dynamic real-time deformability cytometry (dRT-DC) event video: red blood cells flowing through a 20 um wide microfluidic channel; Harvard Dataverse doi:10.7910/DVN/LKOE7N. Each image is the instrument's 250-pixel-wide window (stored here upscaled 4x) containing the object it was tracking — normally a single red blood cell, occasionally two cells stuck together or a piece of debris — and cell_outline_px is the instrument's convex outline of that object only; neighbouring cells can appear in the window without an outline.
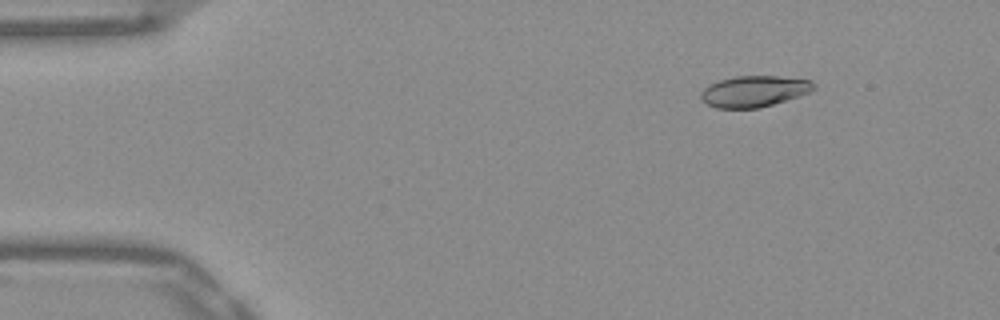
{"species": "Egyptian fruit bat (a non-hibernating species)", "species_latin": "Rousettus aegyptiacus", "temperature_condition": "warm", "stored_images_in_passage": 49, "camera_frame_rate_fps": 3000, "um_per_image_px": 0.085, "frame": {"image": 1, "passage_image": 3, "time_ms": 0.667, "image_size_px": [1000, 320], "cell_outline_px": [[816, 88], [812, 92], [760, 108], [716, 108], [700, 100], [700, 92], [704, 88], [720, 80], [736, 76], [776, 76], [812, 80], [816, 84]], "centroid_in_image_um": [64.13, 7.76], "position_along_channel_um": 20.9, "area_um2": 20.58}}
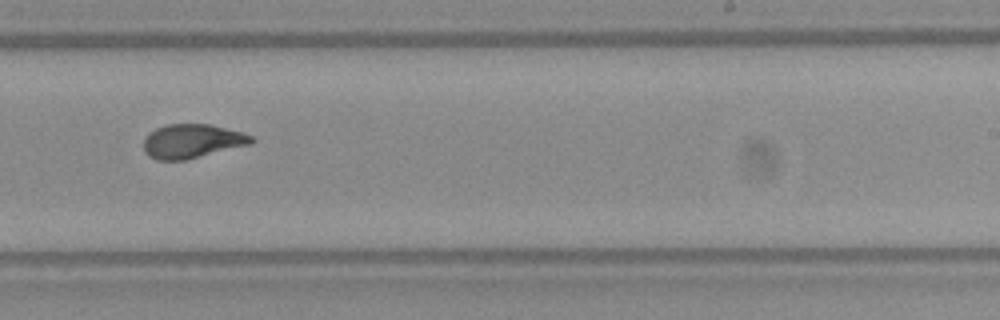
{"frame": {"image": 2, "passage_image": 29, "time_ms": 9.333, "image_size_px": [1000, 320], "cell_outline_px": [[256, 140], [252, 144], [184, 160], [156, 160], [148, 156], [144, 152], [144, 140], [148, 132], [156, 128], [168, 124], [212, 124], [240, 132], [252, 136]], "centroid_in_image_um": [16.32, 12.0], "position_along_channel_um": 272.7, "area_um2": 21.44}}
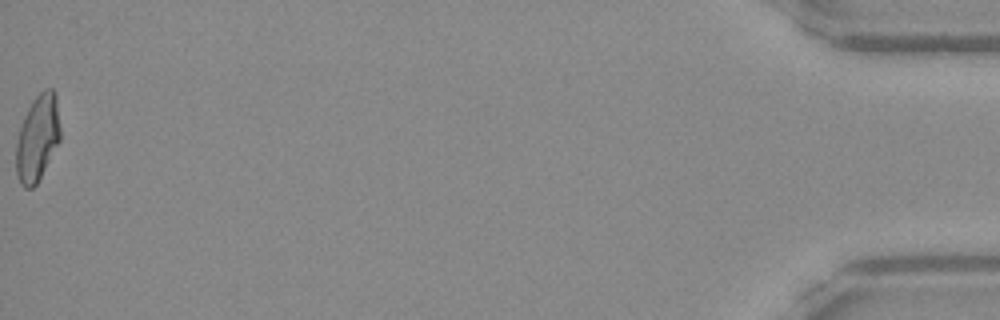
{"frame": {"image": 3, "passage_image": 49, "time_ms": 16.0, "image_size_px": [1000, 320], "cell_outline_px": [[60, 140], [36, 184], [32, 188], [24, 188], [20, 184], [16, 176], [16, 144], [20, 128], [24, 116], [32, 100], [44, 88], [52, 88], [56, 96], [60, 128]], "centroid_in_image_um": [3.18, 11.73], "position_along_channel_um": 432.0, "area_um2": 22.08}, "authors_computed_cell_mechanics": {"area_um2": 21.2704, "velocity_mm_per_s": 3.882, "shape_relaxation_time_tau1_ms": 6.4507, "shape_relaxation_time_tau2_ms": 1.2891, "deformation_change_tau1": 0.2178, "deformation_change_tau2": 0.0671}}